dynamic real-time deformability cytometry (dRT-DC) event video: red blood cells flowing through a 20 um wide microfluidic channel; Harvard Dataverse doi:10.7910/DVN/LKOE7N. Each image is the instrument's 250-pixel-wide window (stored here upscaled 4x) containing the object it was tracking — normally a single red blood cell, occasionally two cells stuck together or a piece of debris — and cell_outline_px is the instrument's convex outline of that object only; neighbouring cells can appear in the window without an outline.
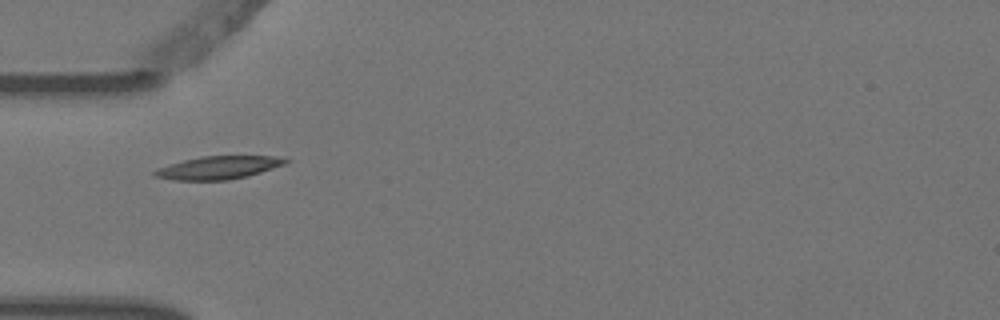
{"species": "Egyptian fruit bat (a non-hibernating species)", "species_latin": "Rousettus aegyptiacus", "temperature_condition": "warm", "stored_images_in_passage": 6, "camera_frame_rate_fps": 3000, "um_per_image_px": 0.085, "animal": {"sex": "female"}, "frame": {"image": 1, "passage_image": 1, "time_ms": 0.0, "image_size_px": [1000, 320], "cell_outline_px": [[288, 160], [284, 164], [248, 176], [228, 180], [172, 180], [152, 176], [152, 172], [156, 168], [184, 160], [200, 156], [272, 156]], "centroid_in_image_um": [18.47, 14.26], "position_along_channel_um": 66.5, "area_um2": 17.4}}
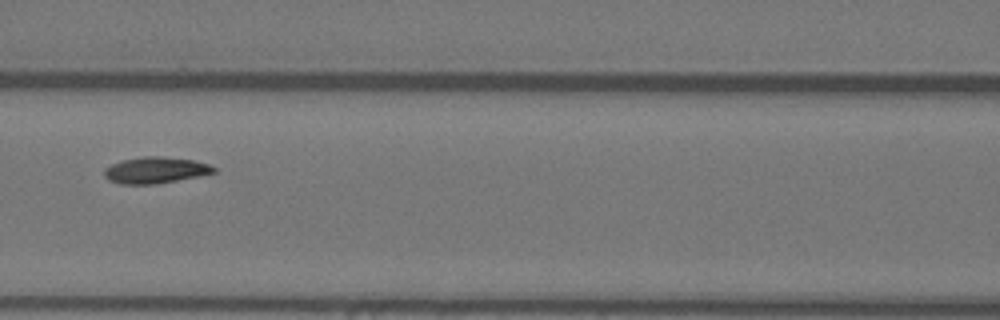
{"frame": {"image": 2, "passage_image": 3, "time_ms": 0.667, "image_size_px": [1000, 320], "cell_outline_px": [[216, 172], [200, 176], [156, 184], [120, 184], [108, 180], [104, 176], [104, 168], [112, 164], [124, 160], [144, 156], [160, 156], [192, 160], [208, 164], [216, 168]], "centroid_in_image_um": [13.2, 14.47], "position_along_channel_um": 153.4, "area_um2": 16.76}}
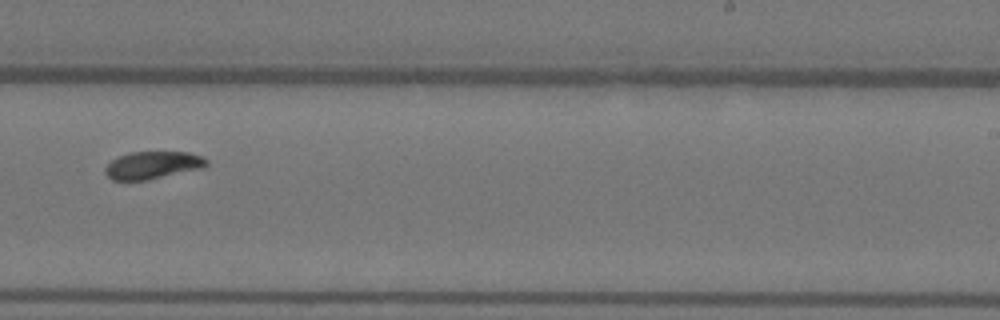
{"frame": {"image": 3, "passage_image": 6, "time_ms": 1.667, "image_size_px": [1000, 320], "cell_outline_px": [[208, 164], [204, 168], [148, 180], [112, 180], [104, 172], [104, 168], [112, 160], [128, 152], [188, 152], [200, 156], [208, 160]], "centroid_in_image_um": [12.99, 14.04], "position_along_channel_um": 276.0, "area_um2": 16.3}}